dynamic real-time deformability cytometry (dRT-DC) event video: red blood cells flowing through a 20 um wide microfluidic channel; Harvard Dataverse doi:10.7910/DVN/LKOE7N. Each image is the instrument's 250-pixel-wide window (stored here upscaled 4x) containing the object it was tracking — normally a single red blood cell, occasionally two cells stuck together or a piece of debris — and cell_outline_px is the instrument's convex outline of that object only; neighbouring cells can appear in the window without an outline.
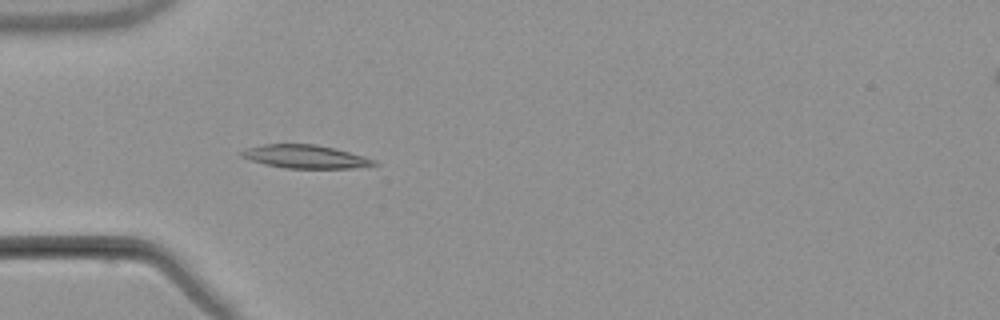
{"species": "common noctule bat (a hibernating species)", "species_latin": "Nyctalus noctula", "temperature_condition": "warm", "stored_images_in_passage": 3, "camera_frame_rate_fps": 3000, "um_per_image_px": 0.085, "animal": {"sex": "male", "body_mass_g": 21.5, "forearm_length_mm": 52.0}, "frame": {"image": 1, "passage_image": 3, "time_ms": 2.667, "image_size_px": [1000, 320], "cell_outline_px": [[380, 164], [352, 168], [284, 168], [264, 164], [240, 156], [236, 152], [248, 148], [264, 144], [316, 144], [364, 156], [376, 160]], "centroid_in_image_um": [25.93, 13.31], "position_along_channel_um": 59.1, "area_um2": 17.92}}